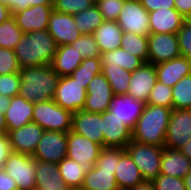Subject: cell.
Instances as JSON below:
<instances>
[{
    "instance_id": "cell-51",
    "label": "cell",
    "mask_w": 191,
    "mask_h": 190,
    "mask_svg": "<svg viewBox=\"0 0 191 190\" xmlns=\"http://www.w3.org/2000/svg\"><path fill=\"white\" fill-rule=\"evenodd\" d=\"M0 190H18L16 182L3 168L0 169Z\"/></svg>"
},
{
    "instance_id": "cell-38",
    "label": "cell",
    "mask_w": 191,
    "mask_h": 190,
    "mask_svg": "<svg viewBox=\"0 0 191 190\" xmlns=\"http://www.w3.org/2000/svg\"><path fill=\"white\" fill-rule=\"evenodd\" d=\"M125 151V148L103 147L94 166L102 170L115 171L117 162Z\"/></svg>"
},
{
    "instance_id": "cell-24",
    "label": "cell",
    "mask_w": 191,
    "mask_h": 190,
    "mask_svg": "<svg viewBox=\"0 0 191 190\" xmlns=\"http://www.w3.org/2000/svg\"><path fill=\"white\" fill-rule=\"evenodd\" d=\"M36 190H71L62 180L56 163L36 160Z\"/></svg>"
},
{
    "instance_id": "cell-19",
    "label": "cell",
    "mask_w": 191,
    "mask_h": 190,
    "mask_svg": "<svg viewBox=\"0 0 191 190\" xmlns=\"http://www.w3.org/2000/svg\"><path fill=\"white\" fill-rule=\"evenodd\" d=\"M72 131L104 147L101 113L84 110L72 114Z\"/></svg>"
},
{
    "instance_id": "cell-37",
    "label": "cell",
    "mask_w": 191,
    "mask_h": 190,
    "mask_svg": "<svg viewBox=\"0 0 191 190\" xmlns=\"http://www.w3.org/2000/svg\"><path fill=\"white\" fill-rule=\"evenodd\" d=\"M23 34V31L17 26L15 18L11 16L0 24V48L13 50Z\"/></svg>"
},
{
    "instance_id": "cell-13",
    "label": "cell",
    "mask_w": 191,
    "mask_h": 190,
    "mask_svg": "<svg viewBox=\"0 0 191 190\" xmlns=\"http://www.w3.org/2000/svg\"><path fill=\"white\" fill-rule=\"evenodd\" d=\"M86 91L82 110L90 113H102L109 110L114 94L108 80L102 73L94 76Z\"/></svg>"
},
{
    "instance_id": "cell-29",
    "label": "cell",
    "mask_w": 191,
    "mask_h": 190,
    "mask_svg": "<svg viewBox=\"0 0 191 190\" xmlns=\"http://www.w3.org/2000/svg\"><path fill=\"white\" fill-rule=\"evenodd\" d=\"M114 173L93 166L85 174L81 190H120Z\"/></svg>"
},
{
    "instance_id": "cell-2",
    "label": "cell",
    "mask_w": 191,
    "mask_h": 190,
    "mask_svg": "<svg viewBox=\"0 0 191 190\" xmlns=\"http://www.w3.org/2000/svg\"><path fill=\"white\" fill-rule=\"evenodd\" d=\"M18 95L32 103L52 100L60 76L51 65H40L20 69Z\"/></svg>"
},
{
    "instance_id": "cell-33",
    "label": "cell",
    "mask_w": 191,
    "mask_h": 190,
    "mask_svg": "<svg viewBox=\"0 0 191 190\" xmlns=\"http://www.w3.org/2000/svg\"><path fill=\"white\" fill-rule=\"evenodd\" d=\"M76 27L81 34H93L95 30L103 23V16L95 4L92 7L73 14Z\"/></svg>"
},
{
    "instance_id": "cell-47",
    "label": "cell",
    "mask_w": 191,
    "mask_h": 190,
    "mask_svg": "<svg viewBox=\"0 0 191 190\" xmlns=\"http://www.w3.org/2000/svg\"><path fill=\"white\" fill-rule=\"evenodd\" d=\"M142 6L148 11L152 12L158 9L174 8V0H140Z\"/></svg>"
},
{
    "instance_id": "cell-31",
    "label": "cell",
    "mask_w": 191,
    "mask_h": 190,
    "mask_svg": "<svg viewBox=\"0 0 191 190\" xmlns=\"http://www.w3.org/2000/svg\"><path fill=\"white\" fill-rule=\"evenodd\" d=\"M62 180L71 190H81L85 172L75 160L65 157L58 164Z\"/></svg>"
},
{
    "instance_id": "cell-5",
    "label": "cell",
    "mask_w": 191,
    "mask_h": 190,
    "mask_svg": "<svg viewBox=\"0 0 191 190\" xmlns=\"http://www.w3.org/2000/svg\"><path fill=\"white\" fill-rule=\"evenodd\" d=\"M163 148L131 140L125 150L139 168L143 179L153 181L160 174Z\"/></svg>"
},
{
    "instance_id": "cell-25",
    "label": "cell",
    "mask_w": 191,
    "mask_h": 190,
    "mask_svg": "<svg viewBox=\"0 0 191 190\" xmlns=\"http://www.w3.org/2000/svg\"><path fill=\"white\" fill-rule=\"evenodd\" d=\"M191 171V160L180 150L164 147L162 152L160 174L183 179Z\"/></svg>"
},
{
    "instance_id": "cell-44",
    "label": "cell",
    "mask_w": 191,
    "mask_h": 190,
    "mask_svg": "<svg viewBox=\"0 0 191 190\" xmlns=\"http://www.w3.org/2000/svg\"><path fill=\"white\" fill-rule=\"evenodd\" d=\"M21 78L19 73L0 75V95L14 97L19 93Z\"/></svg>"
},
{
    "instance_id": "cell-11",
    "label": "cell",
    "mask_w": 191,
    "mask_h": 190,
    "mask_svg": "<svg viewBox=\"0 0 191 190\" xmlns=\"http://www.w3.org/2000/svg\"><path fill=\"white\" fill-rule=\"evenodd\" d=\"M191 139V109H173L164 147L179 150Z\"/></svg>"
},
{
    "instance_id": "cell-16",
    "label": "cell",
    "mask_w": 191,
    "mask_h": 190,
    "mask_svg": "<svg viewBox=\"0 0 191 190\" xmlns=\"http://www.w3.org/2000/svg\"><path fill=\"white\" fill-rule=\"evenodd\" d=\"M157 82L154 64L144 63L132 72L127 94L137 101L147 104L152 88Z\"/></svg>"
},
{
    "instance_id": "cell-7",
    "label": "cell",
    "mask_w": 191,
    "mask_h": 190,
    "mask_svg": "<svg viewBox=\"0 0 191 190\" xmlns=\"http://www.w3.org/2000/svg\"><path fill=\"white\" fill-rule=\"evenodd\" d=\"M102 148L101 145L72 130L67 132L66 157L79 163L85 173L96 164Z\"/></svg>"
},
{
    "instance_id": "cell-45",
    "label": "cell",
    "mask_w": 191,
    "mask_h": 190,
    "mask_svg": "<svg viewBox=\"0 0 191 190\" xmlns=\"http://www.w3.org/2000/svg\"><path fill=\"white\" fill-rule=\"evenodd\" d=\"M152 182L156 190H186L183 179L174 176L159 174Z\"/></svg>"
},
{
    "instance_id": "cell-56",
    "label": "cell",
    "mask_w": 191,
    "mask_h": 190,
    "mask_svg": "<svg viewBox=\"0 0 191 190\" xmlns=\"http://www.w3.org/2000/svg\"><path fill=\"white\" fill-rule=\"evenodd\" d=\"M55 0H31V6L36 5H50L54 6Z\"/></svg>"
},
{
    "instance_id": "cell-58",
    "label": "cell",
    "mask_w": 191,
    "mask_h": 190,
    "mask_svg": "<svg viewBox=\"0 0 191 190\" xmlns=\"http://www.w3.org/2000/svg\"><path fill=\"white\" fill-rule=\"evenodd\" d=\"M185 20L191 23V12Z\"/></svg>"
},
{
    "instance_id": "cell-3",
    "label": "cell",
    "mask_w": 191,
    "mask_h": 190,
    "mask_svg": "<svg viewBox=\"0 0 191 190\" xmlns=\"http://www.w3.org/2000/svg\"><path fill=\"white\" fill-rule=\"evenodd\" d=\"M172 110V108L145 104L142 114L132 129V140L164 147Z\"/></svg>"
},
{
    "instance_id": "cell-35",
    "label": "cell",
    "mask_w": 191,
    "mask_h": 190,
    "mask_svg": "<svg viewBox=\"0 0 191 190\" xmlns=\"http://www.w3.org/2000/svg\"><path fill=\"white\" fill-rule=\"evenodd\" d=\"M121 48L148 63V36L123 32Z\"/></svg>"
},
{
    "instance_id": "cell-52",
    "label": "cell",
    "mask_w": 191,
    "mask_h": 190,
    "mask_svg": "<svg viewBox=\"0 0 191 190\" xmlns=\"http://www.w3.org/2000/svg\"><path fill=\"white\" fill-rule=\"evenodd\" d=\"M174 8L186 19L191 12V0H174Z\"/></svg>"
},
{
    "instance_id": "cell-28",
    "label": "cell",
    "mask_w": 191,
    "mask_h": 190,
    "mask_svg": "<svg viewBox=\"0 0 191 190\" xmlns=\"http://www.w3.org/2000/svg\"><path fill=\"white\" fill-rule=\"evenodd\" d=\"M82 60V55L71 44L61 45L57 48L51 66L60 77L69 76Z\"/></svg>"
},
{
    "instance_id": "cell-41",
    "label": "cell",
    "mask_w": 191,
    "mask_h": 190,
    "mask_svg": "<svg viewBox=\"0 0 191 190\" xmlns=\"http://www.w3.org/2000/svg\"><path fill=\"white\" fill-rule=\"evenodd\" d=\"M95 4L96 0H55L53 10L73 15Z\"/></svg>"
},
{
    "instance_id": "cell-6",
    "label": "cell",
    "mask_w": 191,
    "mask_h": 190,
    "mask_svg": "<svg viewBox=\"0 0 191 190\" xmlns=\"http://www.w3.org/2000/svg\"><path fill=\"white\" fill-rule=\"evenodd\" d=\"M3 170L13 178L18 190H36V160L31 155L12 152Z\"/></svg>"
},
{
    "instance_id": "cell-53",
    "label": "cell",
    "mask_w": 191,
    "mask_h": 190,
    "mask_svg": "<svg viewBox=\"0 0 191 190\" xmlns=\"http://www.w3.org/2000/svg\"><path fill=\"white\" fill-rule=\"evenodd\" d=\"M12 16L9 7L0 3V24Z\"/></svg>"
},
{
    "instance_id": "cell-4",
    "label": "cell",
    "mask_w": 191,
    "mask_h": 190,
    "mask_svg": "<svg viewBox=\"0 0 191 190\" xmlns=\"http://www.w3.org/2000/svg\"><path fill=\"white\" fill-rule=\"evenodd\" d=\"M32 122L45 131L68 132L72 130V113L59 106L53 99L34 103Z\"/></svg>"
},
{
    "instance_id": "cell-10",
    "label": "cell",
    "mask_w": 191,
    "mask_h": 190,
    "mask_svg": "<svg viewBox=\"0 0 191 190\" xmlns=\"http://www.w3.org/2000/svg\"><path fill=\"white\" fill-rule=\"evenodd\" d=\"M67 154V132L44 131L32 155L35 160L58 164Z\"/></svg>"
},
{
    "instance_id": "cell-49",
    "label": "cell",
    "mask_w": 191,
    "mask_h": 190,
    "mask_svg": "<svg viewBox=\"0 0 191 190\" xmlns=\"http://www.w3.org/2000/svg\"><path fill=\"white\" fill-rule=\"evenodd\" d=\"M0 3L8 6L11 14L31 7V0H0Z\"/></svg>"
},
{
    "instance_id": "cell-14",
    "label": "cell",
    "mask_w": 191,
    "mask_h": 190,
    "mask_svg": "<svg viewBox=\"0 0 191 190\" xmlns=\"http://www.w3.org/2000/svg\"><path fill=\"white\" fill-rule=\"evenodd\" d=\"M104 147L125 148L132 140V129L110 110L101 113Z\"/></svg>"
},
{
    "instance_id": "cell-21",
    "label": "cell",
    "mask_w": 191,
    "mask_h": 190,
    "mask_svg": "<svg viewBox=\"0 0 191 190\" xmlns=\"http://www.w3.org/2000/svg\"><path fill=\"white\" fill-rule=\"evenodd\" d=\"M144 106V103L137 101L128 94L113 95L109 110L127 126L133 129L136 125V121L143 112Z\"/></svg>"
},
{
    "instance_id": "cell-26",
    "label": "cell",
    "mask_w": 191,
    "mask_h": 190,
    "mask_svg": "<svg viewBox=\"0 0 191 190\" xmlns=\"http://www.w3.org/2000/svg\"><path fill=\"white\" fill-rule=\"evenodd\" d=\"M114 175L120 190H129L145 181L127 151L121 155L119 162H117Z\"/></svg>"
},
{
    "instance_id": "cell-1",
    "label": "cell",
    "mask_w": 191,
    "mask_h": 190,
    "mask_svg": "<svg viewBox=\"0 0 191 190\" xmlns=\"http://www.w3.org/2000/svg\"><path fill=\"white\" fill-rule=\"evenodd\" d=\"M58 45L46 30L24 33L13 49L20 68L51 65Z\"/></svg>"
},
{
    "instance_id": "cell-39",
    "label": "cell",
    "mask_w": 191,
    "mask_h": 190,
    "mask_svg": "<svg viewBox=\"0 0 191 190\" xmlns=\"http://www.w3.org/2000/svg\"><path fill=\"white\" fill-rule=\"evenodd\" d=\"M71 45L76 48L83 59L101 57L102 55L93 34H82L80 38L75 40Z\"/></svg>"
},
{
    "instance_id": "cell-40",
    "label": "cell",
    "mask_w": 191,
    "mask_h": 190,
    "mask_svg": "<svg viewBox=\"0 0 191 190\" xmlns=\"http://www.w3.org/2000/svg\"><path fill=\"white\" fill-rule=\"evenodd\" d=\"M147 104L172 108V87L157 81L151 90Z\"/></svg>"
},
{
    "instance_id": "cell-43",
    "label": "cell",
    "mask_w": 191,
    "mask_h": 190,
    "mask_svg": "<svg viewBox=\"0 0 191 190\" xmlns=\"http://www.w3.org/2000/svg\"><path fill=\"white\" fill-rule=\"evenodd\" d=\"M20 69L14 50L0 48V75L19 73Z\"/></svg>"
},
{
    "instance_id": "cell-57",
    "label": "cell",
    "mask_w": 191,
    "mask_h": 190,
    "mask_svg": "<svg viewBox=\"0 0 191 190\" xmlns=\"http://www.w3.org/2000/svg\"><path fill=\"white\" fill-rule=\"evenodd\" d=\"M186 190H191V171L183 178Z\"/></svg>"
},
{
    "instance_id": "cell-54",
    "label": "cell",
    "mask_w": 191,
    "mask_h": 190,
    "mask_svg": "<svg viewBox=\"0 0 191 190\" xmlns=\"http://www.w3.org/2000/svg\"><path fill=\"white\" fill-rule=\"evenodd\" d=\"M129 190H156V188L152 181H144L143 183L138 184Z\"/></svg>"
},
{
    "instance_id": "cell-42",
    "label": "cell",
    "mask_w": 191,
    "mask_h": 190,
    "mask_svg": "<svg viewBox=\"0 0 191 190\" xmlns=\"http://www.w3.org/2000/svg\"><path fill=\"white\" fill-rule=\"evenodd\" d=\"M125 0H96L103 19L117 21Z\"/></svg>"
},
{
    "instance_id": "cell-46",
    "label": "cell",
    "mask_w": 191,
    "mask_h": 190,
    "mask_svg": "<svg viewBox=\"0 0 191 190\" xmlns=\"http://www.w3.org/2000/svg\"><path fill=\"white\" fill-rule=\"evenodd\" d=\"M180 53L191 59V23L184 21L182 27L177 32Z\"/></svg>"
},
{
    "instance_id": "cell-20",
    "label": "cell",
    "mask_w": 191,
    "mask_h": 190,
    "mask_svg": "<svg viewBox=\"0 0 191 190\" xmlns=\"http://www.w3.org/2000/svg\"><path fill=\"white\" fill-rule=\"evenodd\" d=\"M157 81L173 87L183 77L191 74V59L178 56L155 65Z\"/></svg>"
},
{
    "instance_id": "cell-8",
    "label": "cell",
    "mask_w": 191,
    "mask_h": 190,
    "mask_svg": "<svg viewBox=\"0 0 191 190\" xmlns=\"http://www.w3.org/2000/svg\"><path fill=\"white\" fill-rule=\"evenodd\" d=\"M117 23L123 32L144 36L150 34L149 12L142 6L140 0H125Z\"/></svg>"
},
{
    "instance_id": "cell-34",
    "label": "cell",
    "mask_w": 191,
    "mask_h": 190,
    "mask_svg": "<svg viewBox=\"0 0 191 190\" xmlns=\"http://www.w3.org/2000/svg\"><path fill=\"white\" fill-rule=\"evenodd\" d=\"M101 57L83 59L80 66L69 76L87 90L88 84L94 76L101 74Z\"/></svg>"
},
{
    "instance_id": "cell-36",
    "label": "cell",
    "mask_w": 191,
    "mask_h": 190,
    "mask_svg": "<svg viewBox=\"0 0 191 190\" xmlns=\"http://www.w3.org/2000/svg\"><path fill=\"white\" fill-rule=\"evenodd\" d=\"M172 109H191V74L172 87Z\"/></svg>"
},
{
    "instance_id": "cell-32",
    "label": "cell",
    "mask_w": 191,
    "mask_h": 190,
    "mask_svg": "<svg viewBox=\"0 0 191 190\" xmlns=\"http://www.w3.org/2000/svg\"><path fill=\"white\" fill-rule=\"evenodd\" d=\"M101 73L108 80L114 95L127 94L132 72L124 70L119 66L110 67V65H102Z\"/></svg>"
},
{
    "instance_id": "cell-48",
    "label": "cell",
    "mask_w": 191,
    "mask_h": 190,
    "mask_svg": "<svg viewBox=\"0 0 191 190\" xmlns=\"http://www.w3.org/2000/svg\"><path fill=\"white\" fill-rule=\"evenodd\" d=\"M11 153L12 148L8 134H0V169L4 167Z\"/></svg>"
},
{
    "instance_id": "cell-27",
    "label": "cell",
    "mask_w": 191,
    "mask_h": 190,
    "mask_svg": "<svg viewBox=\"0 0 191 190\" xmlns=\"http://www.w3.org/2000/svg\"><path fill=\"white\" fill-rule=\"evenodd\" d=\"M101 53L113 51L121 47L123 30L117 21L104 20L93 33Z\"/></svg>"
},
{
    "instance_id": "cell-23",
    "label": "cell",
    "mask_w": 191,
    "mask_h": 190,
    "mask_svg": "<svg viewBox=\"0 0 191 190\" xmlns=\"http://www.w3.org/2000/svg\"><path fill=\"white\" fill-rule=\"evenodd\" d=\"M34 103L17 95L11 98L9 107L4 115L7 124V133L18 129L30 122L33 118Z\"/></svg>"
},
{
    "instance_id": "cell-15",
    "label": "cell",
    "mask_w": 191,
    "mask_h": 190,
    "mask_svg": "<svg viewBox=\"0 0 191 190\" xmlns=\"http://www.w3.org/2000/svg\"><path fill=\"white\" fill-rule=\"evenodd\" d=\"M47 31L58 46L70 45L82 35L76 27L73 15L54 10L50 15Z\"/></svg>"
},
{
    "instance_id": "cell-18",
    "label": "cell",
    "mask_w": 191,
    "mask_h": 190,
    "mask_svg": "<svg viewBox=\"0 0 191 190\" xmlns=\"http://www.w3.org/2000/svg\"><path fill=\"white\" fill-rule=\"evenodd\" d=\"M52 11L53 7L50 5H36L15 12L12 16L15 18L17 26L23 33H29L46 30Z\"/></svg>"
},
{
    "instance_id": "cell-17",
    "label": "cell",
    "mask_w": 191,
    "mask_h": 190,
    "mask_svg": "<svg viewBox=\"0 0 191 190\" xmlns=\"http://www.w3.org/2000/svg\"><path fill=\"white\" fill-rule=\"evenodd\" d=\"M44 129L37 123L30 122L18 129L10 130L9 136L12 152L33 155Z\"/></svg>"
},
{
    "instance_id": "cell-22",
    "label": "cell",
    "mask_w": 191,
    "mask_h": 190,
    "mask_svg": "<svg viewBox=\"0 0 191 190\" xmlns=\"http://www.w3.org/2000/svg\"><path fill=\"white\" fill-rule=\"evenodd\" d=\"M185 18L175 9H158L149 12L150 33L177 34Z\"/></svg>"
},
{
    "instance_id": "cell-50",
    "label": "cell",
    "mask_w": 191,
    "mask_h": 190,
    "mask_svg": "<svg viewBox=\"0 0 191 190\" xmlns=\"http://www.w3.org/2000/svg\"><path fill=\"white\" fill-rule=\"evenodd\" d=\"M11 97L0 95V134L7 133V124L5 120V111L9 107Z\"/></svg>"
},
{
    "instance_id": "cell-55",
    "label": "cell",
    "mask_w": 191,
    "mask_h": 190,
    "mask_svg": "<svg viewBox=\"0 0 191 190\" xmlns=\"http://www.w3.org/2000/svg\"><path fill=\"white\" fill-rule=\"evenodd\" d=\"M188 159L191 160V139L186 142L180 149H179Z\"/></svg>"
},
{
    "instance_id": "cell-9",
    "label": "cell",
    "mask_w": 191,
    "mask_h": 190,
    "mask_svg": "<svg viewBox=\"0 0 191 190\" xmlns=\"http://www.w3.org/2000/svg\"><path fill=\"white\" fill-rule=\"evenodd\" d=\"M87 91L70 76L60 77L53 100L72 114L83 109Z\"/></svg>"
},
{
    "instance_id": "cell-12",
    "label": "cell",
    "mask_w": 191,
    "mask_h": 190,
    "mask_svg": "<svg viewBox=\"0 0 191 190\" xmlns=\"http://www.w3.org/2000/svg\"><path fill=\"white\" fill-rule=\"evenodd\" d=\"M180 55L177 34L150 33L148 35V63L156 65Z\"/></svg>"
},
{
    "instance_id": "cell-30",
    "label": "cell",
    "mask_w": 191,
    "mask_h": 190,
    "mask_svg": "<svg viewBox=\"0 0 191 190\" xmlns=\"http://www.w3.org/2000/svg\"><path fill=\"white\" fill-rule=\"evenodd\" d=\"M102 65H110V67H121L124 70L134 72L137 68L141 67L145 62L122 49L121 47L113 50L104 52L101 55Z\"/></svg>"
}]
</instances>
